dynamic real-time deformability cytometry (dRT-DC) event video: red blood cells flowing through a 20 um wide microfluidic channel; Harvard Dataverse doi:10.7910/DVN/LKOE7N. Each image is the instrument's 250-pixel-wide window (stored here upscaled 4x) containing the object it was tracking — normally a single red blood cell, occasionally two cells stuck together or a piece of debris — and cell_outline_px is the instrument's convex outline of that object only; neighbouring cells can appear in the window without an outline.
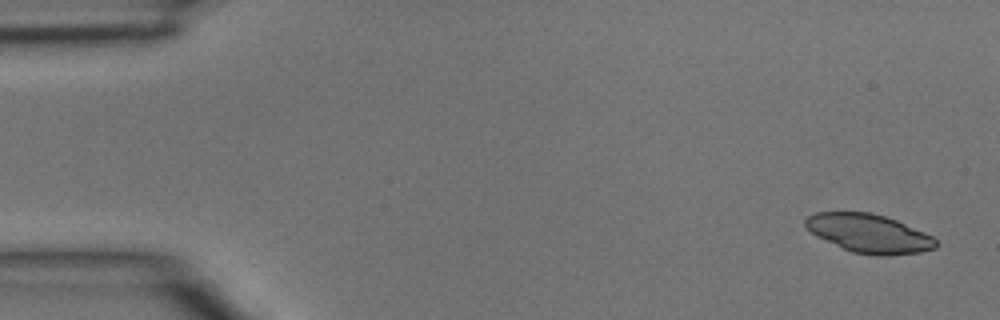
{"species": "common noctule bat (a hibernating species)", "species_latin": "Nyctalus noctula", "temperature_condition": "room temperature", "stored_images_in_passage": 4, "camera_frame_rate_fps": 3000, "um_per_image_px": 0.085, "animal": {"sex": "male", "body_mass_g": 15.6}, "frame": {"image": 1, "passage_image": 1, "time_ms": 0.0, "image_size_px": [1000, 320], "cell_outline_px": [[940, 244], [936, 248], [920, 252], [888, 256], [876, 256], [852, 252], [816, 236], [804, 224], [804, 220], [808, 216], [816, 212], [872, 212], [896, 220], [924, 232], [932, 236]], "centroid_in_image_um": [73.89, 19.85], "position_along_channel_um": 11.1, "area_um2": 29.36}}